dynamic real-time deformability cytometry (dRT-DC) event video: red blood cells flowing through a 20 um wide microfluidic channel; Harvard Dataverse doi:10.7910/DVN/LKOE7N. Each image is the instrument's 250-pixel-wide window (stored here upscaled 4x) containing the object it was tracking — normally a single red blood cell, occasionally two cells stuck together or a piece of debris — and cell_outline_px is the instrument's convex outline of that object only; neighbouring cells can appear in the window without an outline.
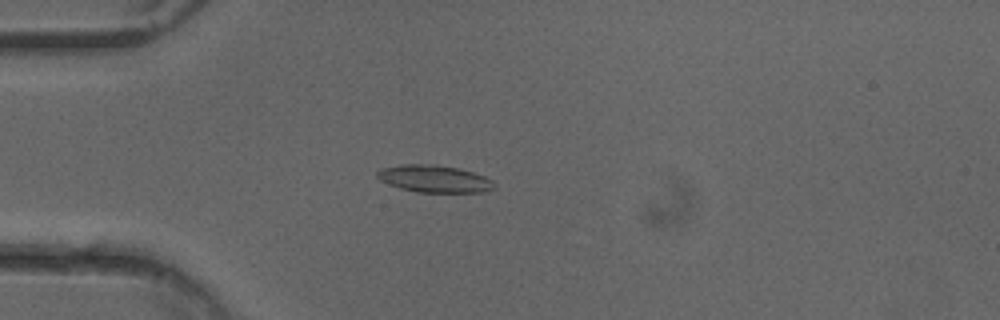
{"species": "common noctule bat (a hibernating species)", "species_latin": "Nyctalus noctula", "temperature_condition": "cold", "stored_images_in_passage": 50, "camera_frame_rate_fps": 3000, "um_per_image_px": 0.085, "animal": {"sex": "female"}, "frame": {"image": 1, "passage_image": 13, "time_ms": 4.0, "image_size_px": [1000, 320], "cell_outline_px": [[496, 188], [484, 192], [416, 192], [400, 188], [388, 184], [380, 180], [376, 176], [376, 172], [380, 168], [400, 164], [436, 164], [456, 168], [472, 172], [484, 176], [492, 180], [496, 184]], "centroid_in_image_um": [36.9, 15.19], "position_along_channel_um": 48.1, "area_um2": 18.73}}
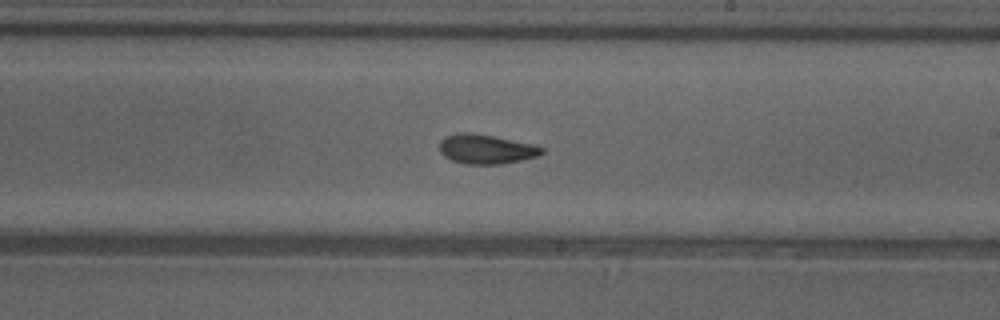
{"frame": {"image": 2, "passage_image": 29, "time_ms": 9.333, "image_size_px": [1000, 320], "cell_outline_px": [[544, 152], [540, 156], [500, 164], [464, 164], [452, 160], [444, 156], [440, 152], [440, 140], [444, 136], [456, 132], [472, 132], [536, 144], [544, 148]], "centroid_in_image_um": [41.33, 12.66], "position_along_channel_um": 247.7, "area_um2": 17.86}}
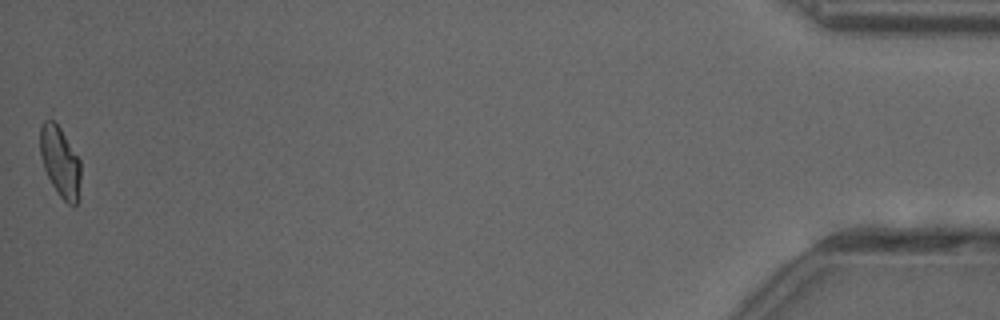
{"frame": {"image": 3, "passage_image": 50, "time_ms": 16.333, "image_size_px": [1000, 320], "cell_outline_px": [[80, 200], [76, 204], [68, 204], [56, 192], [44, 168], [40, 156], [40, 124], [52, 108], [80, 160]], "centroid_in_image_um": [5.09, 13.54], "position_along_channel_um": 430.1, "area_um2": 17.92}, "authors_computed_cell_mechanics": {"area_um2": 18.0047, "velocity_mm_per_s": 4.0242, "shape_relaxation_time_tau1_ms": 8.4417, "shape_relaxation_time_tau2_ms": 1.9205, "deformation_change_tau1": 0.1854, "deformation_change_tau2": 0.0781}}